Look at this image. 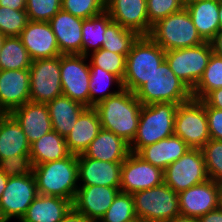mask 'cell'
I'll return each mask as SVG.
<instances>
[{
    "label": "cell",
    "mask_w": 222,
    "mask_h": 222,
    "mask_svg": "<svg viewBox=\"0 0 222 222\" xmlns=\"http://www.w3.org/2000/svg\"><path fill=\"white\" fill-rule=\"evenodd\" d=\"M141 108L135 93L126 89L94 106L101 128L113 132L129 144L137 134Z\"/></svg>",
    "instance_id": "obj_1"
},
{
    "label": "cell",
    "mask_w": 222,
    "mask_h": 222,
    "mask_svg": "<svg viewBox=\"0 0 222 222\" xmlns=\"http://www.w3.org/2000/svg\"><path fill=\"white\" fill-rule=\"evenodd\" d=\"M38 194L57 196L74 202L78 181L77 155L33 166Z\"/></svg>",
    "instance_id": "obj_2"
},
{
    "label": "cell",
    "mask_w": 222,
    "mask_h": 222,
    "mask_svg": "<svg viewBox=\"0 0 222 222\" xmlns=\"http://www.w3.org/2000/svg\"><path fill=\"white\" fill-rule=\"evenodd\" d=\"M165 60V50L149 35L139 36L126 57L123 89L135 93Z\"/></svg>",
    "instance_id": "obj_3"
},
{
    "label": "cell",
    "mask_w": 222,
    "mask_h": 222,
    "mask_svg": "<svg viewBox=\"0 0 222 222\" xmlns=\"http://www.w3.org/2000/svg\"><path fill=\"white\" fill-rule=\"evenodd\" d=\"M178 106L176 103L142 105L137 134L130 144V151L137 153L144 146L173 136Z\"/></svg>",
    "instance_id": "obj_4"
},
{
    "label": "cell",
    "mask_w": 222,
    "mask_h": 222,
    "mask_svg": "<svg viewBox=\"0 0 222 222\" xmlns=\"http://www.w3.org/2000/svg\"><path fill=\"white\" fill-rule=\"evenodd\" d=\"M142 105L154 103L181 104L192 98L191 90L169 68L166 60L136 92Z\"/></svg>",
    "instance_id": "obj_5"
},
{
    "label": "cell",
    "mask_w": 222,
    "mask_h": 222,
    "mask_svg": "<svg viewBox=\"0 0 222 222\" xmlns=\"http://www.w3.org/2000/svg\"><path fill=\"white\" fill-rule=\"evenodd\" d=\"M149 36L165 51L193 47L205 42L185 7L152 25Z\"/></svg>",
    "instance_id": "obj_6"
},
{
    "label": "cell",
    "mask_w": 222,
    "mask_h": 222,
    "mask_svg": "<svg viewBox=\"0 0 222 222\" xmlns=\"http://www.w3.org/2000/svg\"><path fill=\"white\" fill-rule=\"evenodd\" d=\"M132 196L136 217L146 222H167L180 215L178 193L164 182Z\"/></svg>",
    "instance_id": "obj_7"
},
{
    "label": "cell",
    "mask_w": 222,
    "mask_h": 222,
    "mask_svg": "<svg viewBox=\"0 0 222 222\" xmlns=\"http://www.w3.org/2000/svg\"><path fill=\"white\" fill-rule=\"evenodd\" d=\"M174 135L192 149H201L211 139L202 100L191 98L179 104L174 119Z\"/></svg>",
    "instance_id": "obj_8"
},
{
    "label": "cell",
    "mask_w": 222,
    "mask_h": 222,
    "mask_svg": "<svg viewBox=\"0 0 222 222\" xmlns=\"http://www.w3.org/2000/svg\"><path fill=\"white\" fill-rule=\"evenodd\" d=\"M213 53L211 42L165 51V60L174 74L192 91Z\"/></svg>",
    "instance_id": "obj_9"
},
{
    "label": "cell",
    "mask_w": 222,
    "mask_h": 222,
    "mask_svg": "<svg viewBox=\"0 0 222 222\" xmlns=\"http://www.w3.org/2000/svg\"><path fill=\"white\" fill-rule=\"evenodd\" d=\"M87 59L88 56L80 54L60 55V77L62 94L90 107V69Z\"/></svg>",
    "instance_id": "obj_10"
},
{
    "label": "cell",
    "mask_w": 222,
    "mask_h": 222,
    "mask_svg": "<svg viewBox=\"0 0 222 222\" xmlns=\"http://www.w3.org/2000/svg\"><path fill=\"white\" fill-rule=\"evenodd\" d=\"M208 179L201 149L190 148L164 170V183L178 194Z\"/></svg>",
    "instance_id": "obj_11"
},
{
    "label": "cell",
    "mask_w": 222,
    "mask_h": 222,
    "mask_svg": "<svg viewBox=\"0 0 222 222\" xmlns=\"http://www.w3.org/2000/svg\"><path fill=\"white\" fill-rule=\"evenodd\" d=\"M29 79L32 102L46 104L62 95L60 56L32 61Z\"/></svg>",
    "instance_id": "obj_12"
},
{
    "label": "cell",
    "mask_w": 222,
    "mask_h": 222,
    "mask_svg": "<svg viewBox=\"0 0 222 222\" xmlns=\"http://www.w3.org/2000/svg\"><path fill=\"white\" fill-rule=\"evenodd\" d=\"M37 195L33 173L9 177L0 200V222H8L11 218L20 221Z\"/></svg>",
    "instance_id": "obj_13"
},
{
    "label": "cell",
    "mask_w": 222,
    "mask_h": 222,
    "mask_svg": "<svg viewBox=\"0 0 222 222\" xmlns=\"http://www.w3.org/2000/svg\"><path fill=\"white\" fill-rule=\"evenodd\" d=\"M164 182V171L130 153L121 167L120 192L133 194Z\"/></svg>",
    "instance_id": "obj_14"
},
{
    "label": "cell",
    "mask_w": 222,
    "mask_h": 222,
    "mask_svg": "<svg viewBox=\"0 0 222 222\" xmlns=\"http://www.w3.org/2000/svg\"><path fill=\"white\" fill-rule=\"evenodd\" d=\"M178 196L180 215L199 218L219 207V183L209 178Z\"/></svg>",
    "instance_id": "obj_15"
},
{
    "label": "cell",
    "mask_w": 222,
    "mask_h": 222,
    "mask_svg": "<svg viewBox=\"0 0 222 222\" xmlns=\"http://www.w3.org/2000/svg\"><path fill=\"white\" fill-rule=\"evenodd\" d=\"M119 192L120 187L79 186L73 208L91 222H99Z\"/></svg>",
    "instance_id": "obj_16"
},
{
    "label": "cell",
    "mask_w": 222,
    "mask_h": 222,
    "mask_svg": "<svg viewBox=\"0 0 222 222\" xmlns=\"http://www.w3.org/2000/svg\"><path fill=\"white\" fill-rule=\"evenodd\" d=\"M105 11L112 21L136 32L139 36H147L151 32L146 0H106Z\"/></svg>",
    "instance_id": "obj_17"
},
{
    "label": "cell",
    "mask_w": 222,
    "mask_h": 222,
    "mask_svg": "<svg viewBox=\"0 0 222 222\" xmlns=\"http://www.w3.org/2000/svg\"><path fill=\"white\" fill-rule=\"evenodd\" d=\"M18 37L32 61L62 55L49 22L28 21Z\"/></svg>",
    "instance_id": "obj_18"
},
{
    "label": "cell",
    "mask_w": 222,
    "mask_h": 222,
    "mask_svg": "<svg viewBox=\"0 0 222 222\" xmlns=\"http://www.w3.org/2000/svg\"><path fill=\"white\" fill-rule=\"evenodd\" d=\"M29 69L0 70V109L10 114L30 101Z\"/></svg>",
    "instance_id": "obj_19"
},
{
    "label": "cell",
    "mask_w": 222,
    "mask_h": 222,
    "mask_svg": "<svg viewBox=\"0 0 222 222\" xmlns=\"http://www.w3.org/2000/svg\"><path fill=\"white\" fill-rule=\"evenodd\" d=\"M123 162H108L77 155L79 186L120 187ZM82 184V185H81Z\"/></svg>",
    "instance_id": "obj_20"
},
{
    "label": "cell",
    "mask_w": 222,
    "mask_h": 222,
    "mask_svg": "<svg viewBox=\"0 0 222 222\" xmlns=\"http://www.w3.org/2000/svg\"><path fill=\"white\" fill-rule=\"evenodd\" d=\"M10 114L20 124L30 145L53 130L45 103L28 101Z\"/></svg>",
    "instance_id": "obj_21"
},
{
    "label": "cell",
    "mask_w": 222,
    "mask_h": 222,
    "mask_svg": "<svg viewBox=\"0 0 222 222\" xmlns=\"http://www.w3.org/2000/svg\"><path fill=\"white\" fill-rule=\"evenodd\" d=\"M83 20L61 9L48 21L62 55H81Z\"/></svg>",
    "instance_id": "obj_22"
},
{
    "label": "cell",
    "mask_w": 222,
    "mask_h": 222,
    "mask_svg": "<svg viewBox=\"0 0 222 222\" xmlns=\"http://www.w3.org/2000/svg\"><path fill=\"white\" fill-rule=\"evenodd\" d=\"M190 147L178 136H171L142 147L136 154L163 171L183 156Z\"/></svg>",
    "instance_id": "obj_23"
},
{
    "label": "cell",
    "mask_w": 222,
    "mask_h": 222,
    "mask_svg": "<svg viewBox=\"0 0 222 222\" xmlns=\"http://www.w3.org/2000/svg\"><path fill=\"white\" fill-rule=\"evenodd\" d=\"M131 153L130 144L113 132L101 128L83 155L108 162H124Z\"/></svg>",
    "instance_id": "obj_24"
},
{
    "label": "cell",
    "mask_w": 222,
    "mask_h": 222,
    "mask_svg": "<svg viewBox=\"0 0 222 222\" xmlns=\"http://www.w3.org/2000/svg\"><path fill=\"white\" fill-rule=\"evenodd\" d=\"M101 129L99 116L94 107H87L78 117L74 127L65 137L71 154H83Z\"/></svg>",
    "instance_id": "obj_25"
},
{
    "label": "cell",
    "mask_w": 222,
    "mask_h": 222,
    "mask_svg": "<svg viewBox=\"0 0 222 222\" xmlns=\"http://www.w3.org/2000/svg\"><path fill=\"white\" fill-rule=\"evenodd\" d=\"M72 208L71 200L38 194L20 222H60Z\"/></svg>",
    "instance_id": "obj_26"
},
{
    "label": "cell",
    "mask_w": 222,
    "mask_h": 222,
    "mask_svg": "<svg viewBox=\"0 0 222 222\" xmlns=\"http://www.w3.org/2000/svg\"><path fill=\"white\" fill-rule=\"evenodd\" d=\"M198 34L204 41L211 42L219 26V2L212 0H192L185 4Z\"/></svg>",
    "instance_id": "obj_27"
},
{
    "label": "cell",
    "mask_w": 222,
    "mask_h": 222,
    "mask_svg": "<svg viewBox=\"0 0 222 222\" xmlns=\"http://www.w3.org/2000/svg\"><path fill=\"white\" fill-rule=\"evenodd\" d=\"M46 105L53 131L64 138L70 133L80 114L87 108L63 94L47 102Z\"/></svg>",
    "instance_id": "obj_28"
},
{
    "label": "cell",
    "mask_w": 222,
    "mask_h": 222,
    "mask_svg": "<svg viewBox=\"0 0 222 222\" xmlns=\"http://www.w3.org/2000/svg\"><path fill=\"white\" fill-rule=\"evenodd\" d=\"M19 154H30V143L16 119L4 114L0 118V160Z\"/></svg>",
    "instance_id": "obj_29"
},
{
    "label": "cell",
    "mask_w": 222,
    "mask_h": 222,
    "mask_svg": "<svg viewBox=\"0 0 222 222\" xmlns=\"http://www.w3.org/2000/svg\"><path fill=\"white\" fill-rule=\"evenodd\" d=\"M70 154L65 138L53 130L30 145V158L33 166L61 160Z\"/></svg>",
    "instance_id": "obj_30"
},
{
    "label": "cell",
    "mask_w": 222,
    "mask_h": 222,
    "mask_svg": "<svg viewBox=\"0 0 222 222\" xmlns=\"http://www.w3.org/2000/svg\"><path fill=\"white\" fill-rule=\"evenodd\" d=\"M111 21L112 19L106 11L83 20L81 55L88 56L90 51L92 53L101 49L105 43L106 27Z\"/></svg>",
    "instance_id": "obj_31"
},
{
    "label": "cell",
    "mask_w": 222,
    "mask_h": 222,
    "mask_svg": "<svg viewBox=\"0 0 222 222\" xmlns=\"http://www.w3.org/2000/svg\"><path fill=\"white\" fill-rule=\"evenodd\" d=\"M89 69L90 107H94L99 102L118 94L123 89L122 81L116 75L103 70L99 66H89ZM112 82L118 87V90L113 92L109 91L110 86L113 84Z\"/></svg>",
    "instance_id": "obj_32"
},
{
    "label": "cell",
    "mask_w": 222,
    "mask_h": 222,
    "mask_svg": "<svg viewBox=\"0 0 222 222\" xmlns=\"http://www.w3.org/2000/svg\"><path fill=\"white\" fill-rule=\"evenodd\" d=\"M32 59L18 36L5 37L0 51V70L29 69Z\"/></svg>",
    "instance_id": "obj_33"
},
{
    "label": "cell",
    "mask_w": 222,
    "mask_h": 222,
    "mask_svg": "<svg viewBox=\"0 0 222 222\" xmlns=\"http://www.w3.org/2000/svg\"><path fill=\"white\" fill-rule=\"evenodd\" d=\"M222 88V56L214 52L201 78L191 91L192 98L202 100L210 91Z\"/></svg>",
    "instance_id": "obj_34"
},
{
    "label": "cell",
    "mask_w": 222,
    "mask_h": 222,
    "mask_svg": "<svg viewBox=\"0 0 222 222\" xmlns=\"http://www.w3.org/2000/svg\"><path fill=\"white\" fill-rule=\"evenodd\" d=\"M104 36L105 43L101 48L122 55H127L131 51L132 45L139 37L136 32L123 28L114 21L107 25Z\"/></svg>",
    "instance_id": "obj_35"
},
{
    "label": "cell",
    "mask_w": 222,
    "mask_h": 222,
    "mask_svg": "<svg viewBox=\"0 0 222 222\" xmlns=\"http://www.w3.org/2000/svg\"><path fill=\"white\" fill-rule=\"evenodd\" d=\"M135 218L132 194L119 192L99 222H130Z\"/></svg>",
    "instance_id": "obj_36"
},
{
    "label": "cell",
    "mask_w": 222,
    "mask_h": 222,
    "mask_svg": "<svg viewBox=\"0 0 222 222\" xmlns=\"http://www.w3.org/2000/svg\"><path fill=\"white\" fill-rule=\"evenodd\" d=\"M88 57L90 58L89 66H99L123 81L127 55L117 54L101 48L98 51L92 52Z\"/></svg>",
    "instance_id": "obj_37"
},
{
    "label": "cell",
    "mask_w": 222,
    "mask_h": 222,
    "mask_svg": "<svg viewBox=\"0 0 222 222\" xmlns=\"http://www.w3.org/2000/svg\"><path fill=\"white\" fill-rule=\"evenodd\" d=\"M201 150L208 177L215 182H222V141L210 139Z\"/></svg>",
    "instance_id": "obj_38"
},
{
    "label": "cell",
    "mask_w": 222,
    "mask_h": 222,
    "mask_svg": "<svg viewBox=\"0 0 222 222\" xmlns=\"http://www.w3.org/2000/svg\"><path fill=\"white\" fill-rule=\"evenodd\" d=\"M28 21L26 10L0 6V33L4 36H19Z\"/></svg>",
    "instance_id": "obj_39"
},
{
    "label": "cell",
    "mask_w": 222,
    "mask_h": 222,
    "mask_svg": "<svg viewBox=\"0 0 222 222\" xmlns=\"http://www.w3.org/2000/svg\"><path fill=\"white\" fill-rule=\"evenodd\" d=\"M61 9L73 16L88 19L106 9V0H62Z\"/></svg>",
    "instance_id": "obj_40"
},
{
    "label": "cell",
    "mask_w": 222,
    "mask_h": 222,
    "mask_svg": "<svg viewBox=\"0 0 222 222\" xmlns=\"http://www.w3.org/2000/svg\"><path fill=\"white\" fill-rule=\"evenodd\" d=\"M62 0H26L29 21L48 22L59 10Z\"/></svg>",
    "instance_id": "obj_41"
},
{
    "label": "cell",
    "mask_w": 222,
    "mask_h": 222,
    "mask_svg": "<svg viewBox=\"0 0 222 222\" xmlns=\"http://www.w3.org/2000/svg\"><path fill=\"white\" fill-rule=\"evenodd\" d=\"M146 5L147 17L151 26L185 7L181 0H146Z\"/></svg>",
    "instance_id": "obj_42"
},
{
    "label": "cell",
    "mask_w": 222,
    "mask_h": 222,
    "mask_svg": "<svg viewBox=\"0 0 222 222\" xmlns=\"http://www.w3.org/2000/svg\"><path fill=\"white\" fill-rule=\"evenodd\" d=\"M0 171L7 177L25 176L33 172L30 154H19L0 160Z\"/></svg>",
    "instance_id": "obj_43"
},
{
    "label": "cell",
    "mask_w": 222,
    "mask_h": 222,
    "mask_svg": "<svg viewBox=\"0 0 222 222\" xmlns=\"http://www.w3.org/2000/svg\"><path fill=\"white\" fill-rule=\"evenodd\" d=\"M211 139L222 141V110L205 107Z\"/></svg>",
    "instance_id": "obj_44"
},
{
    "label": "cell",
    "mask_w": 222,
    "mask_h": 222,
    "mask_svg": "<svg viewBox=\"0 0 222 222\" xmlns=\"http://www.w3.org/2000/svg\"><path fill=\"white\" fill-rule=\"evenodd\" d=\"M202 101L205 107L222 110V88L210 91Z\"/></svg>",
    "instance_id": "obj_45"
},
{
    "label": "cell",
    "mask_w": 222,
    "mask_h": 222,
    "mask_svg": "<svg viewBox=\"0 0 222 222\" xmlns=\"http://www.w3.org/2000/svg\"><path fill=\"white\" fill-rule=\"evenodd\" d=\"M198 222H222V210L218 207L215 210L200 216Z\"/></svg>",
    "instance_id": "obj_46"
},
{
    "label": "cell",
    "mask_w": 222,
    "mask_h": 222,
    "mask_svg": "<svg viewBox=\"0 0 222 222\" xmlns=\"http://www.w3.org/2000/svg\"><path fill=\"white\" fill-rule=\"evenodd\" d=\"M60 222H91L81 213L72 208Z\"/></svg>",
    "instance_id": "obj_47"
},
{
    "label": "cell",
    "mask_w": 222,
    "mask_h": 222,
    "mask_svg": "<svg viewBox=\"0 0 222 222\" xmlns=\"http://www.w3.org/2000/svg\"><path fill=\"white\" fill-rule=\"evenodd\" d=\"M0 6L20 11L26 10V0H0Z\"/></svg>",
    "instance_id": "obj_48"
},
{
    "label": "cell",
    "mask_w": 222,
    "mask_h": 222,
    "mask_svg": "<svg viewBox=\"0 0 222 222\" xmlns=\"http://www.w3.org/2000/svg\"><path fill=\"white\" fill-rule=\"evenodd\" d=\"M213 52L222 56V29H219L215 38L211 41Z\"/></svg>",
    "instance_id": "obj_49"
},
{
    "label": "cell",
    "mask_w": 222,
    "mask_h": 222,
    "mask_svg": "<svg viewBox=\"0 0 222 222\" xmlns=\"http://www.w3.org/2000/svg\"><path fill=\"white\" fill-rule=\"evenodd\" d=\"M167 222H198V218L179 215Z\"/></svg>",
    "instance_id": "obj_50"
},
{
    "label": "cell",
    "mask_w": 222,
    "mask_h": 222,
    "mask_svg": "<svg viewBox=\"0 0 222 222\" xmlns=\"http://www.w3.org/2000/svg\"><path fill=\"white\" fill-rule=\"evenodd\" d=\"M8 179L9 177H7L3 172L0 171V200L3 194V191L5 190Z\"/></svg>",
    "instance_id": "obj_51"
},
{
    "label": "cell",
    "mask_w": 222,
    "mask_h": 222,
    "mask_svg": "<svg viewBox=\"0 0 222 222\" xmlns=\"http://www.w3.org/2000/svg\"><path fill=\"white\" fill-rule=\"evenodd\" d=\"M219 208L222 210V182L219 183Z\"/></svg>",
    "instance_id": "obj_52"
},
{
    "label": "cell",
    "mask_w": 222,
    "mask_h": 222,
    "mask_svg": "<svg viewBox=\"0 0 222 222\" xmlns=\"http://www.w3.org/2000/svg\"><path fill=\"white\" fill-rule=\"evenodd\" d=\"M219 26L222 29V1L219 2Z\"/></svg>",
    "instance_id": "obj_53"
},
{
    "label": "cell",
    "mask_w": 222,
    "mask_h": 222,
    "mask_svg": "<svg viewBox=\"0 0 222 222\" xmlns=\"http://www.w3.org/2000/svg\"><path fill=\"white\" fill-rule=\"evenodd\" d=\"M5 37L6 36H4L2 33H0V51H1V48H2Z\"/></svg>",
    "instance_id": "obj_54"
},
{
    "label": "cell",
    "mask_w": 222,
    "mask_h": 222,
    "mask_svg": "<svg viewBox=\"0 0 222 222\" xmlns=\"http://www.w3.org/2000/svg\"><path fill=\"white\" fill-rule=\"evenodd\" d=\"M130 222H146V221H144V220H142V219L137 217V218H135L134 220H132Z\"/></svg>",
    "instance_id": "obj_55"
},
{
    "label": "cell",
    "mask_w": 222,
    "mask_h": 222,
    "mask_svg": "<svg viewBox=\"0 0 222 222\" xmlns=\"http://www.w3.org/2000/svg\"><path fill=\"white\" fill-rule=\"evenodd\" d=\"M184 4H186V3H188V2H190V1H192V0H181Z\"/></svg>",
    "instance_id": "obj_56"
},
{
    "label": "cell",
    "mask_w": 222,
    "mask_h": 222,
    "mask_svg": "<svg viewBox=\"0 0 222 222\" xmlns=\"http://www.w3.org/2000/svg\"><path fill=\"white\" fill-rule=\"evenodd\" d=\"M4 115V112L0 109V118Z\"/></svg>",
    "instance_id": "obj_57"
}]
</instances>
